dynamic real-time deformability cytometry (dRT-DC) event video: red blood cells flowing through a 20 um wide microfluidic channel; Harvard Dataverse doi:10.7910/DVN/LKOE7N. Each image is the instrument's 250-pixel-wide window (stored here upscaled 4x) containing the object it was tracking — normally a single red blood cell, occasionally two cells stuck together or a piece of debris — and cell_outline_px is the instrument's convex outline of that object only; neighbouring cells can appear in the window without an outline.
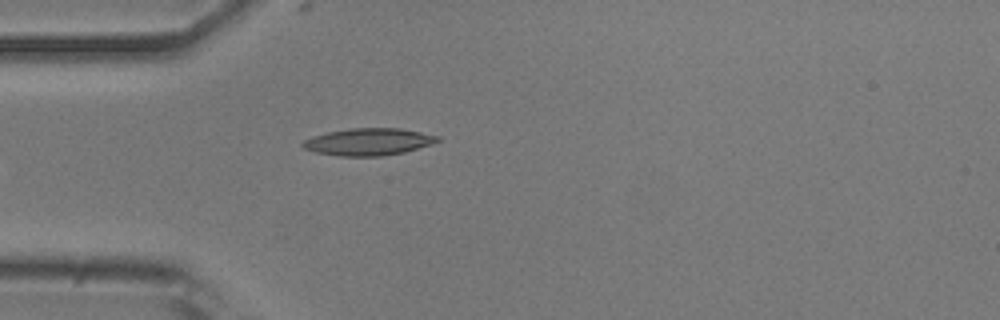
{"species": "common noctule bat (a hibernating species)", "species_latin": "Nyctalus noctula", "temperature_condition": "room temperature", "stored_images_in_passage": 38, "camera_frame_rate_fps": 3000, "um_per_image_px": 0.085, "animal": {"sex": "male", "body_mass_g": 20.5, "forearm_length_mm": 52.5}, "frame": {"image": 1, "passage_image": 1, "time_ms": 0.0, "image_size_px": [1000, 320], "cell_outline_px": [[440, 140], [432, 144], [404, 152], [384, 156], [340, 156], [316, 152], [304, 148], [300, 144], [304, 140], [312, 136], [328, 132], [348, 128], [400, 128], [440, 136]], "centroid_in_image_um": [31.32, 12.05], "position_along_channel_um": 53.7, "area_um2": 21.33}}
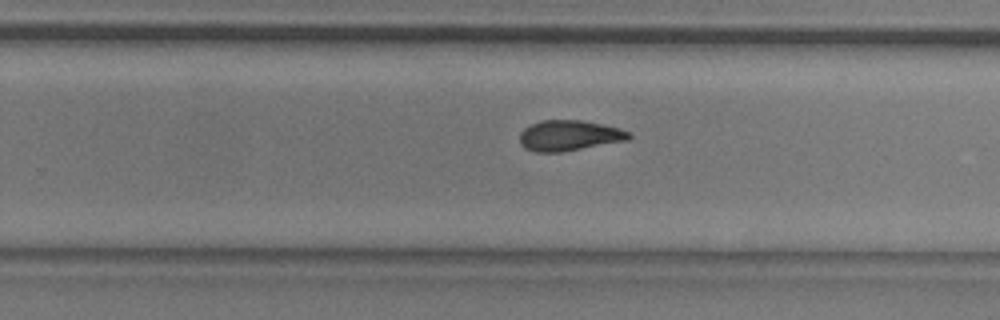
{"frame": {"image": 2, "passage_image": 19, "time_ms": 6.0, "image_size_px": [1000, 320], "cell_outline_px": [[632, 136], [628, 140], [560, 152], [536, 152], [524, 148], [520, 144], [520, 132], [524, 128], [540, 120], [580, 120], [620, 128], [628, 132]], "centroid_in_image_um": [48.35, 11.52], "position_along_channel_um": 281.5, "area_um2": 19.31}}
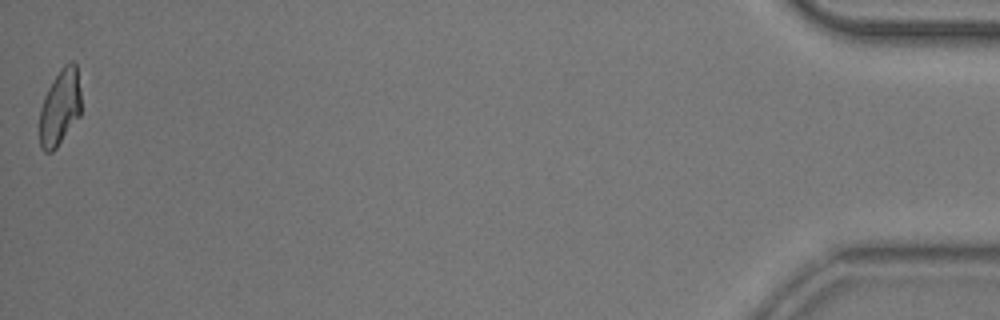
{"frame": {"image": 3, "passage_image": 38, "time_ms": 12.333, "image_size_px": [1000, 320], "cell_outline_px": [[80, 116], [56, 148], [52, 152], [44, 152], [40, 148], [40, 108], [44, 96], [48, 88], [60, 68], [64, 64], [72, 60], [76, 64], [80, 92]], "centroid_in_image_um": [5.09, 9.13], "position_along_channel_um": 430.1, "area_um2": 18.44}, "authors_computed_cell_mechanics": {"area_um2": 19.4497, "velocity_mm_per_s": 3.8922, "shape_relaxation_time_tau1_ms": 4.5789, "shape_relaxation_time_tau2_ms": 3.451, "deformation_change_tau1": 0.167, "deformation_change_tau2": 0.1144}}